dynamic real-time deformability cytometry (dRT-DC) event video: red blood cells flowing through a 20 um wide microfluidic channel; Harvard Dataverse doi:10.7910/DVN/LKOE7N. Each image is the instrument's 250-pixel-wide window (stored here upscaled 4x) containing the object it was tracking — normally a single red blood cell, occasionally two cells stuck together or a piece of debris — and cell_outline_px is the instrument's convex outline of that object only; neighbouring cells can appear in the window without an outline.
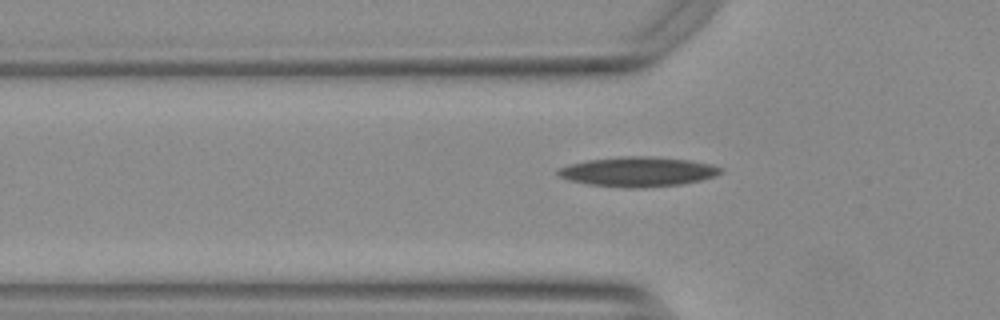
{"species": "Egyptian fruit bat (a non-hibernating species)", "species_latin": "Rousettus aegyptiacus", "temperature_condition": "warm", "stored_images_in_passage": 30, "camera_frame_rate_fps": 3000, "um_per_image_px": 0.085, "animal": {"sex": "female"}, "frame": {"image": 1, "passage_image": 3, "time_ms": 0.667, "image_size_px": [1000, 320], "cell_outline_px": [[724, 168], [716, 176], [700, 180], [680, 184], [644, 188], [628, 188], [588, 184], [568, 180], [560, 176], [556, 172], [556, 168], [568, 164], [588, 160], [620, 156], [652, 156], [688, 160], [712, 164]], "centroid_in_image_um": [54.2, 14.59], "position_along_channel_um": 71.6, "area_um2": 28.32}}
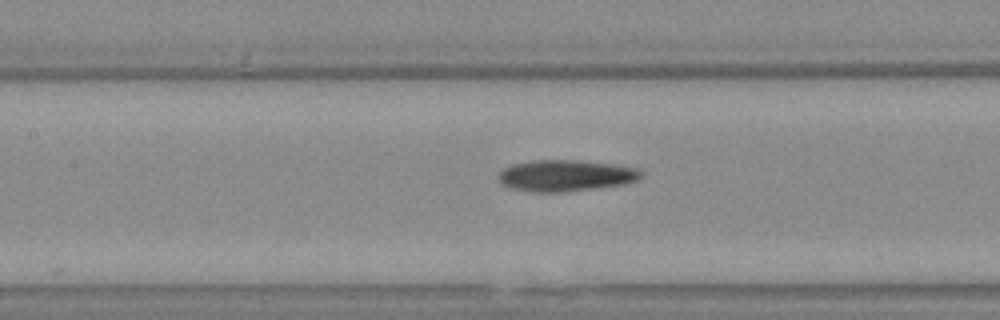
{"frame": {"image": 2, "passage_image": 10, "time_ms": 3.0, "image_size_px": [1000, 320], "cell_outline_px": [[640, 176], [636, 180], [624, 184], [592, 188], [556, 192], [536, 192], [512, 188], [500, 184], [496, 180], [496, 176], [504, 168], [512, 164], [532, 160], [580, 160], [616, 164], [636, 168], [640, 172]], "centroid_in_image_um": [48.0, 14.91], "position_along_channel_um": 159.4, "area_um2": 25.95}}
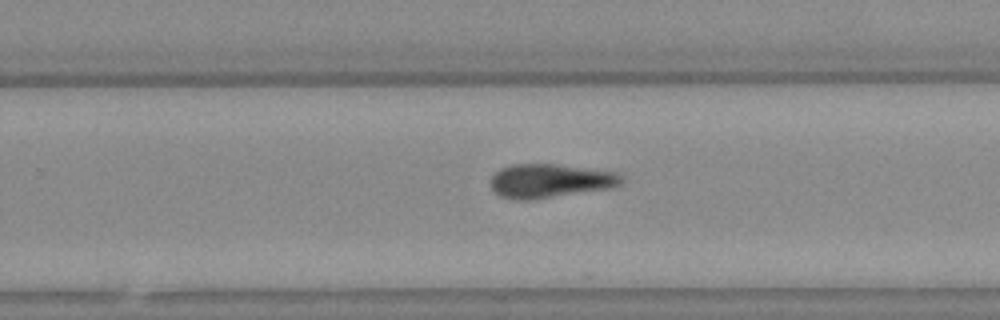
{"frame": {"image": 3, "passage_image": 20, "time_ms": 6.333, "image_size_px": [1000, 320], "cell_outline_px": [[624, 180], [620, 184], [608, 188], [532, 200], [520, 200], [504, 196], [496, 192], [492, 188], [492, 176], [500, 168], [512, 164], [556, 164], [620, 172], [624, 176]], "centroid_in_image_um": [46.81, 15.35], "position_along_channel_um": 283.0, "area_um2": 25.66}}